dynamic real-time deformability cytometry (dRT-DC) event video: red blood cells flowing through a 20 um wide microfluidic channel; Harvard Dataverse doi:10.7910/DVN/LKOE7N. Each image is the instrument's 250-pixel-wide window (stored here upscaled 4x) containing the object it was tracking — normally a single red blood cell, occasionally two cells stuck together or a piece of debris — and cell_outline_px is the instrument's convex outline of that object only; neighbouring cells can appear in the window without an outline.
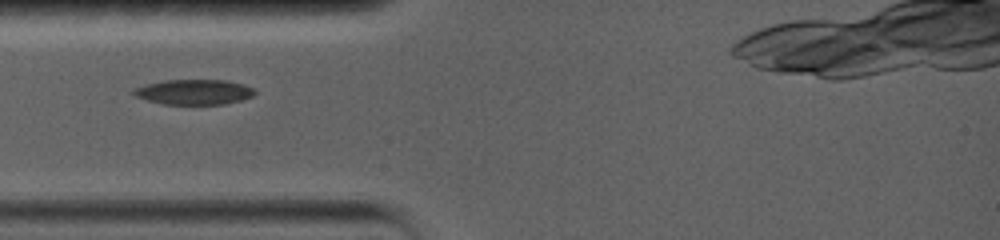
{"species": "common noctule bat (a hibernating species)", "species_latin": "Nyctalus noctula", "temperature_condition": "warm", "stored_images_in_passage": 33, "camera_frame_rate_fps": 5000, "um_per_image_px": 0.085, "animal": {"sex": "female", "body_mass_g": 19.0, "forearm_length_mm": 56.7}, "frame": {"image": 1, "passage_image": 1, "time_ms": 0.0, "image_size_px": [1000, 240], "cell_outline_px": [[256, 92], [252, 96], [240, 100], [224, 104], [164, 104], [148, 100], [136, 96], [132, 92], [132, 88], [144, 84], [164, 80], [228, 80], [244, 84], [252, 88]], "centroid_in_image_um": [16.47, 7.81], "position_along_channel_um": 68.5, "area_um2": 17.74}}
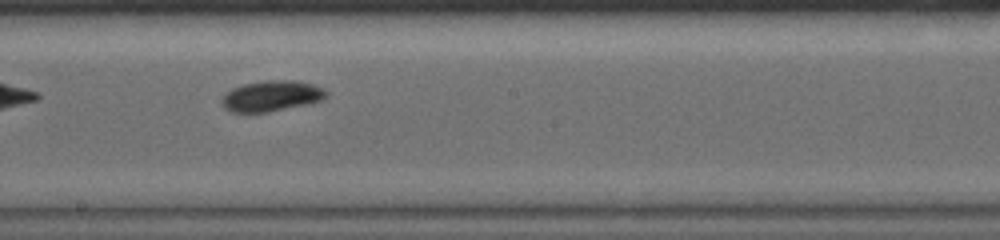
{"frame": {"image": 2, "passage_image": 19, "time_ms": 4.4, "image_size_px": [1000, 240], "cell_outline_px": [[328, 96], [320, 100], [304, 104], [268, 112], [228, 112], [220, 104], [220, 100], [224, 92], [232, 88], [244, 84], [268, 80], [296, 80], [312, 84], [324, 88], [328, 92]], "centroid_in_image_um": [23.02, 8.15], "position_along_channel_um": 225.2, "area_um2": 18.79}}
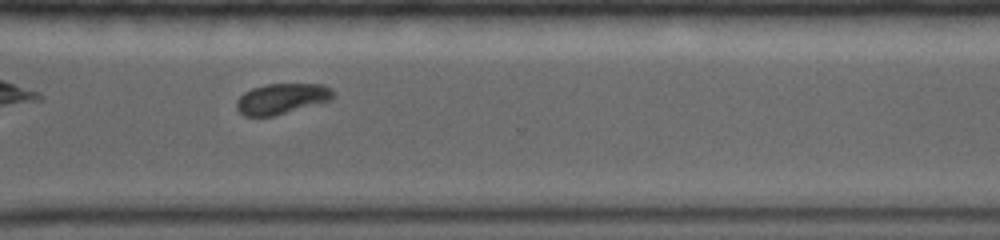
{"frame": {"image": 3, "passage_image": 26, "time_ms": 7.8, "image_size_px": [1000, 240], "cell_outline_px": [[336, 96], [332, 100], [272, 116], [244, 116], [236, 108], [236, 100], [244, 92], [252, 88], [268, 84], [324, 84], [332, 88], [336, 92]], "centroid_in_image_um": [23.99, 8.38], "position_along_channel_um": 346.6, "area_um2": 17.34}}